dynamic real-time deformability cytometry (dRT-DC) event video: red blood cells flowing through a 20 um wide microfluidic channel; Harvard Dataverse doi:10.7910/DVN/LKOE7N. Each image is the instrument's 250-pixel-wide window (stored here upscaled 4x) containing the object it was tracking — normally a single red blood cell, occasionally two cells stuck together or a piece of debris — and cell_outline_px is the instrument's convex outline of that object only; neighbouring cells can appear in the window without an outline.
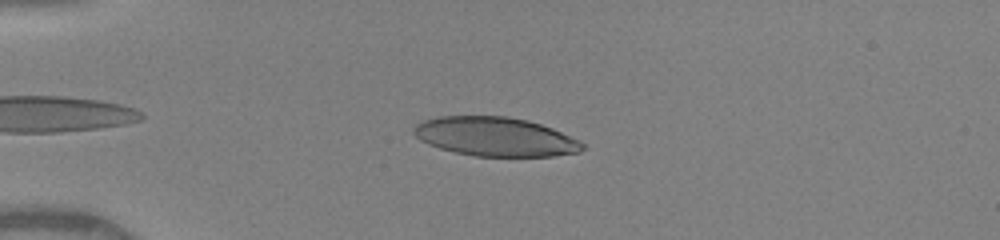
{"species": "human", "species_latin": "Homo sapiens", "temperature_condition": "warm", "stored_images_in_passage": 39, "camera_frame_rate_fps": 3000, "um_per_image_px": 0.085, "donor": {"sex": "female"}, "frame": {"image": 1, "passage_image": 7, "time_ms": 2.0, "image_size_px": [1000, 240], "cell_outline_px": [[584, 148], [580, 152], [552, 156], [472, 156], [440, 148], [428, 144], [420, 140], [412, 132], [412, 128], [416, 124], [424, 120], [440, 116], [508, 116], [528, 120], [552, 128], [580, 140], [584, 144]], "centroid_in_image_um": [42.1, 11.61], "position_along_channel_um": 42.9, "area_um2": 38.44}}
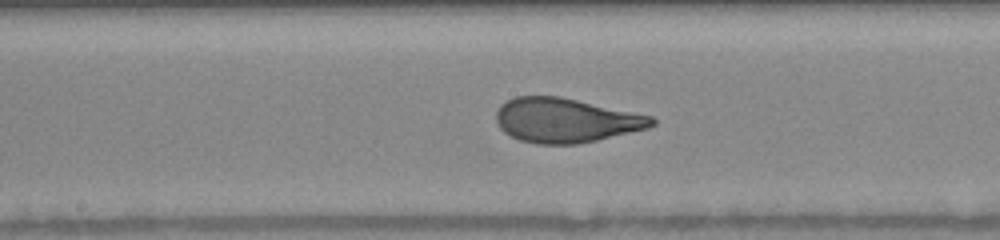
{"frame": {"image": 2, "passage_image": 21, "time_ms": 6.667, "image_size_px": [1000, 240], "cell_outline_px": [[656, 124], [648, 128], [596, 140], [576, 144], [536, 144], [520, 140], [504, 132], [500, 128], [496, 120], [496, 112], [500, 104], [516, 96], [560, 96], [652, 116], [656, 120]], "centroid_in_image_um": [48.07, 10.22], "position_along_channel_um": 200.1, "area_um2": 40.17}}
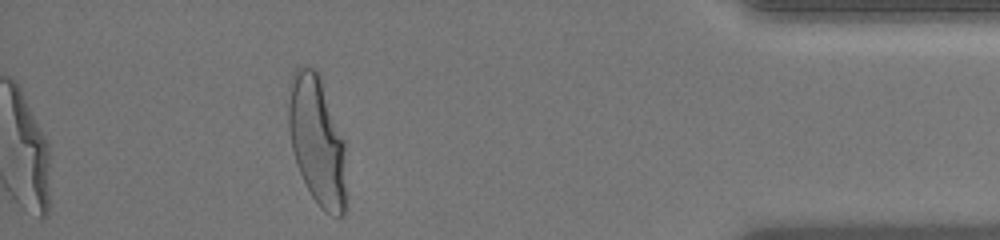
{"frame": {"image": 3, "passage_image": 39, "time_ms": 12.667, "image_size_px": [1000, 240], "cell_outline_px": [[344, 216], [336, 216], [324, 212], [320, 208], [312, 196], [296, 164], [292, 148], [288, 128], [288, 84], [296, 68], [316, 68], [320, 72], [344, 140]], "centroid_in_image_um": [26.92, 11.88], "position_along_channel_um": 408.3, "area_um2": 43.47}, "authors_computed_cell_mechanics": {"area_um2": 40.171, "velocity_mm_per_s": 4.1119, "shape_relaxation_time_tau1_ms": 4.1337, "shape_relaxation_time_tau2_ms": null, "deformation_change_tau1": 0.2281, "deformation_change_tau2": null}}